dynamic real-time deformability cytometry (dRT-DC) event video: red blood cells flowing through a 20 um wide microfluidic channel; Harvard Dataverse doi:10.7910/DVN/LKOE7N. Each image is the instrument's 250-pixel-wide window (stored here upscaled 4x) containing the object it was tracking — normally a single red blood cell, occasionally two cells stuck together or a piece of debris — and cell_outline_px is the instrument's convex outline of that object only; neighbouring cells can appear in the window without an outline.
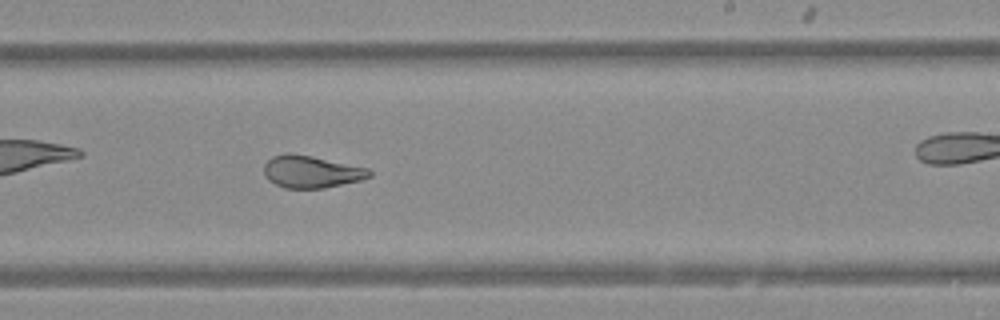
{"species": "Egyptian fruit bat (a non-hibernating species)", "species_latin": "Rousettus aegyptiacus", "temperature_condition": "warm", "stored_images_in_passage": 41, "camera_frame_rate_fps": 3000, "um_per_image_px": 0.085, "animal": {"sex": "female"}, "frame": {"image": 1, "passage_image": 30, "time_ms": 9.667, "image_size_px": [1000, 320], "cell_outline_px": [[372, 176], [360, 180], [324, 188], [284, 188], [268, 180], [264, 176], [264, 164], [272, 156], [284, 152], [292, 152], [312, 156], [368, 168], [372, 172]], "centroid_in_image_um": [26.43, 14.58], "position_along_channel_um": 262.6, "area_um2": 19.94}}